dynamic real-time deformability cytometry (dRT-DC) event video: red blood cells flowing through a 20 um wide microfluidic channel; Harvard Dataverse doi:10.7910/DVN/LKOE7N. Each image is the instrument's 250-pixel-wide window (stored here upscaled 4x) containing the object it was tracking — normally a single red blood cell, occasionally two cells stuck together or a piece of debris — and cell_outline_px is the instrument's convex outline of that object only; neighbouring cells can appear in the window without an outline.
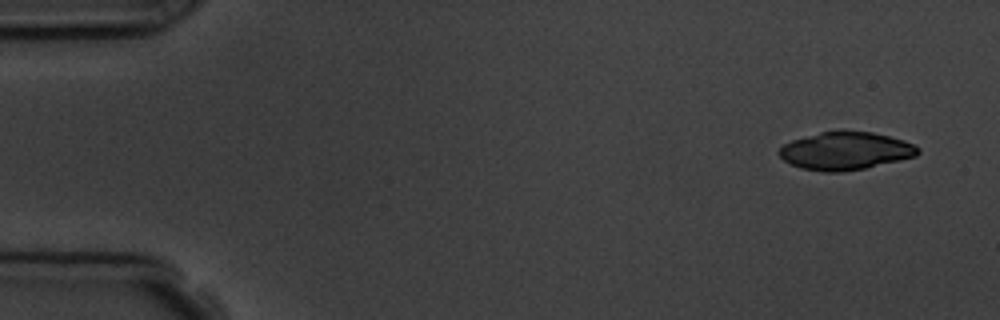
{"species": "common noctule bat (a hibernating species)", "species_latin": "Nyctalus noctula", "temperature_condition": "room temperature", "stored_images_in_passage": 5, "camera_frame_rate_fps": 3000, "um_per_image_px": 0.085, "animal": {"sex": "male", "body_mass_g": 19.5, "forearm_length_mm": 54.6}, "frame": {"image": 1, "passage_image": 1, "time_ms": 0.0, "image_size_px": [1000, 320], "cell_outline_px": [[920, 152], [916, 156], [900, 160], [864, 168], [840, 172], [824, 172], [800, 168], [784, 160], [776, 152], [784, 144], [792, 140], [820, 132], [840, 128], [844, 128], [872, 132], [904, 140], [920, 148]], "centroid_in_image_um": [71.85, 12.79], "position_along_channel_um": 13.1, "area_um2": 31.04}}